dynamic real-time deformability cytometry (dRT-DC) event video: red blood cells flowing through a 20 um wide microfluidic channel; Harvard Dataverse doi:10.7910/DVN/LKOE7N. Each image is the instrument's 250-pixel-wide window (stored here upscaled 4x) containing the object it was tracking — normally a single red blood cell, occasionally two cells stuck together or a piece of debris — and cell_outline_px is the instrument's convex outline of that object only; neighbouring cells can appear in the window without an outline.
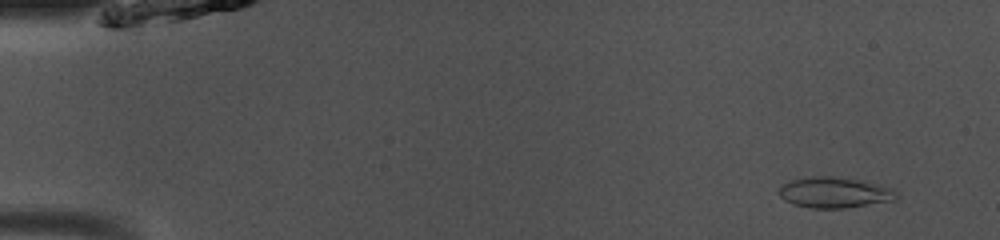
{"species": "common noctule bat (a hibernating species)", "species_latin": "Nyctalus noctula", "temperature_condition": "room temperature", "stored_images_in_passage": 49, "camera_frame_rate_fps": 3000, "um_per_image_px": 0.085, "animal": {"sex": "male", "body_mass_g": 13.0, "forearm_length_mm": 53.1}, "frame": {"image": 1, "passage_image": 4, "time_ms": 1.0, "image_size_px": [1000, 240], "cell_outline_px": [[900, 196], [896, 200], [844, 208], [812, 208], [792, 204], [784, 200], [780, 196], [780, 188], [784, 184], [792, 180], [812, 176], [832, 176], [864, 180], [892, 188], [900, 192]], "centroid_in_image_um": [71.01, 16.36], "position_along_channel_um": 14.0, "area_um2": 21.21}}
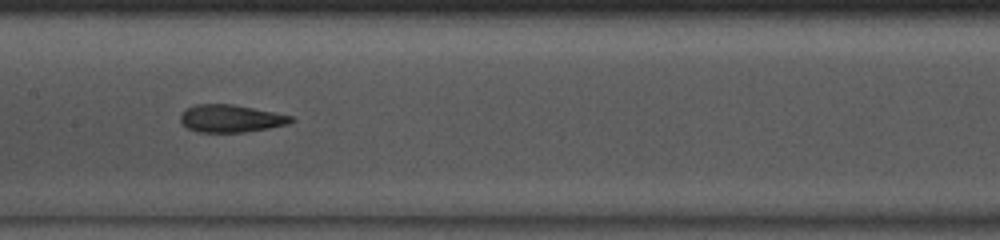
{"frame": {"image": 2, "passage_image": 25, "time_ms": 8.0, "image_size_px": [1000, 240], "cell_outline_px": [[296, 120], [288, 124], [268, 128], [244, 132], [200, 132], [188, 128], [180, 120], [180, 116], [188, 108], [196, 104], [232, 104], [292, 116]], "centroid_in_image_um": [19.64, 10.07], "position_along_channel_um": 187.8, "area_um2": 17.46}}
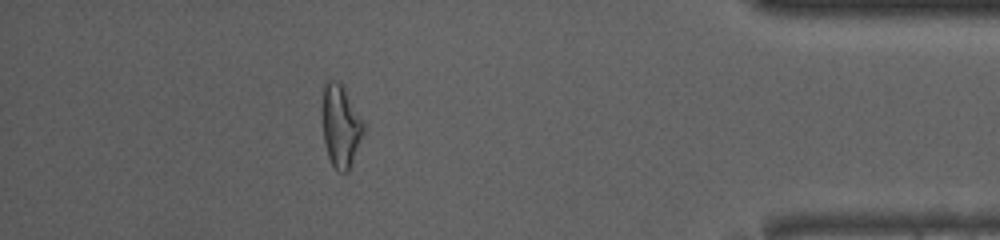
{"frame": {"image": 3, "passage_image": 44, "time_ms": 14.333, "image_size_px": [1000, 240], "cell_outline_px": [[368, 128], [348, 172], [340, 172], [332, 164], [328, 156], [324, 140], [320, 112], [320, 108], [324, 84], [328, 80], [332, 80], [344, 84]], "centroid_in_image_um": [28.98, 10.65], "position_along_channel_um": 406.2, "area_um2": 20.92}, "authors_computed_cell_mechanics": {"area_um2": 18.9006, "velocity_mm_per_s": 4.084, "shape_relaxation_time_tau1_ms": null, "shape_relaxation_time_tau2_ms": 1.5145, "deformation_change_tau1": null, "deformation_change_tau2": 0.1074}}